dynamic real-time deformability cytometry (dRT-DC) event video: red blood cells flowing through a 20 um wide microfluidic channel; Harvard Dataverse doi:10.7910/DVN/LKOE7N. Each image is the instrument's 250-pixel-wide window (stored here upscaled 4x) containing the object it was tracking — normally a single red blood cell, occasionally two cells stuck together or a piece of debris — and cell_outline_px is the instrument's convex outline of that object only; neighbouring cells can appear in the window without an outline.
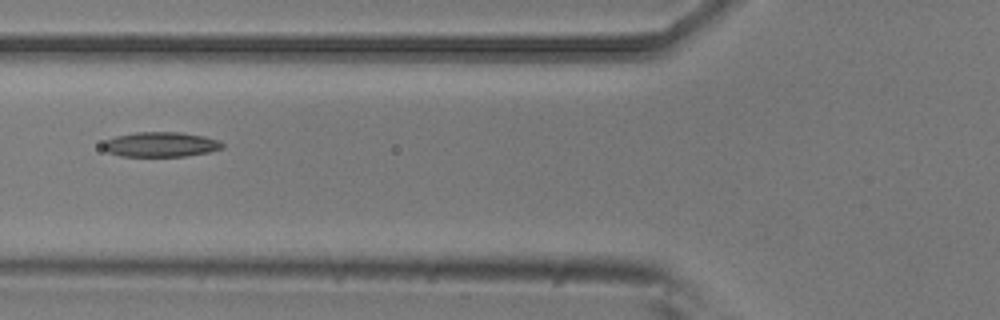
{"species": "common noctule bat (a hibernating species)", "species_latin": "Nyctalus noctula", "temperature_condition": "room temperature", "stored_images_in_passage": 8, "camera_frame_rate_fps": 3000, "um_per_image_px": 0.085, "animal": {"sex": "male", "body_mass_g": 20.5, "forearm_length_mm": 52.5}, "frame": {"image": 1, "passage_image": 5, "time_ms": 1.333, "image_size_px": [1000, 320], "cell_outline_px": [[224, 148], [208, 152], [184, 156], [120, 156], [108, 152], [100, 144], [104, 140], [116, 136], [136, 132], [180, 132], [204, 136], [220, 140], [224, 144]], "centroid_in_image_um": [13.65, 12.27], "position_along_channel_um": 112.1, "area_um2": 17.4}}
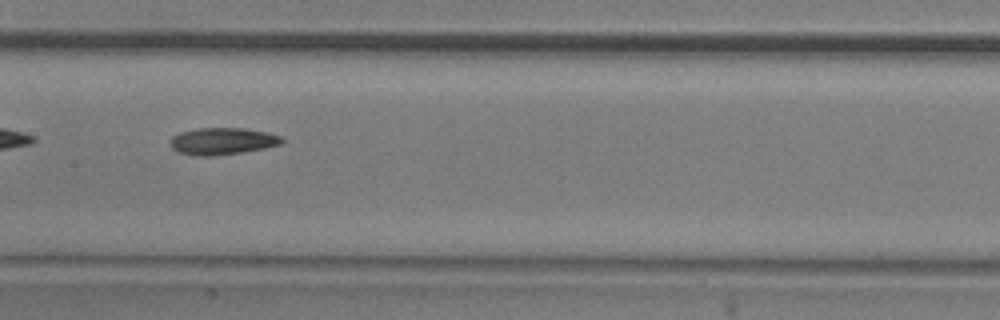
{"frame": {"image": 2, "passage_image": 7, "time_ms": 2.0, "image_size_px": [1000, 320], "cell_outline_px": [[284, 140], [280, 144], [264, 148], [240, 152], [212, 156], [200, 156], [180, 152], [172, 148], [168, 144], [168, 140], [172, 136], [180, 132], [196, 128], [244, 128], [268, 132], [280, 136]], "centroid_in_image_um": [18.86, 11.98], "position_along_channel_um": 188.5, "area_um2": 17.51}}
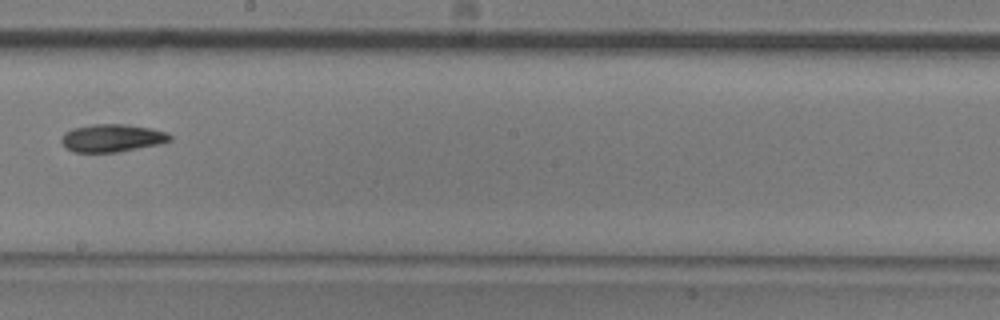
{"frame": {"image": 3, "passage_image": 8, "time_ms": 2.333, "image_size_px": [1000, 320], "cell_outline_px": [[172, 140], [160, 144], [116, 152], [72, 152], [60, 140], [64, 132], [72, 128], [92, 124], [124, 124], [152, 128], [168, 132], [172, 136]], "centroid_in_image_um": [9.55, 11.72], "position_along_channel_um": 238.7, "area_um2": 17.63}}